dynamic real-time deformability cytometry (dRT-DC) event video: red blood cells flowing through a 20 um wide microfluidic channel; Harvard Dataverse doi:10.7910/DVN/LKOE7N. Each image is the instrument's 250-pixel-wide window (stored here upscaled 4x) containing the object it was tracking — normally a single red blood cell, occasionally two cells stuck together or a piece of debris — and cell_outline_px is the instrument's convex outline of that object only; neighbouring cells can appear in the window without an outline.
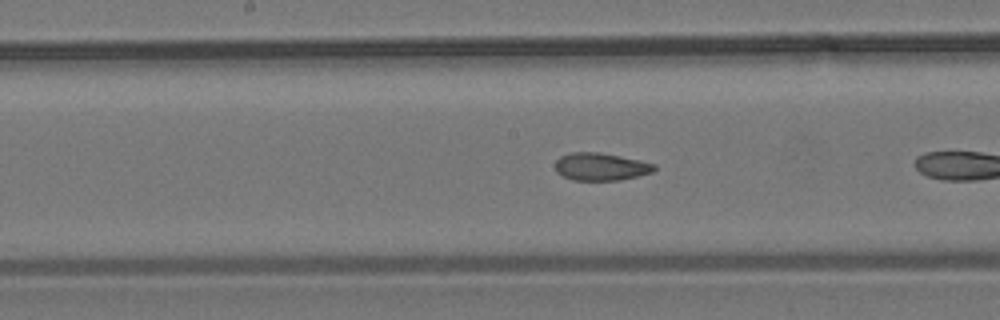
{"species": "common noctule bat (a hibernating species)", "species_latin": "Nyctalus noctula", "temperature_condition": "room temperature", "stored_images_in_passage": 10, "camera_frame_rate_fps": 3000, "um_per_image_px": 0.085, "animal": {"sex": "male", "body_mass_g": 19.2, "forearm_length_mm": 51.8}, "frame": {"image": 1, "passage_image": 9, "time_ms": 2.667, "image_size_px": [1000, 320], "cell_outline_px": [[656, 168], [652, 172], [620, 180], [572, 180], [556, 172], [556, 160], [560, 156], [568, 152], [600, 152], [640, 160], [656, 164]], "centroid_in_image_um": [51.05, 14.16], "position_along_channel_um": 197.1, "area_um2": 15.95}}